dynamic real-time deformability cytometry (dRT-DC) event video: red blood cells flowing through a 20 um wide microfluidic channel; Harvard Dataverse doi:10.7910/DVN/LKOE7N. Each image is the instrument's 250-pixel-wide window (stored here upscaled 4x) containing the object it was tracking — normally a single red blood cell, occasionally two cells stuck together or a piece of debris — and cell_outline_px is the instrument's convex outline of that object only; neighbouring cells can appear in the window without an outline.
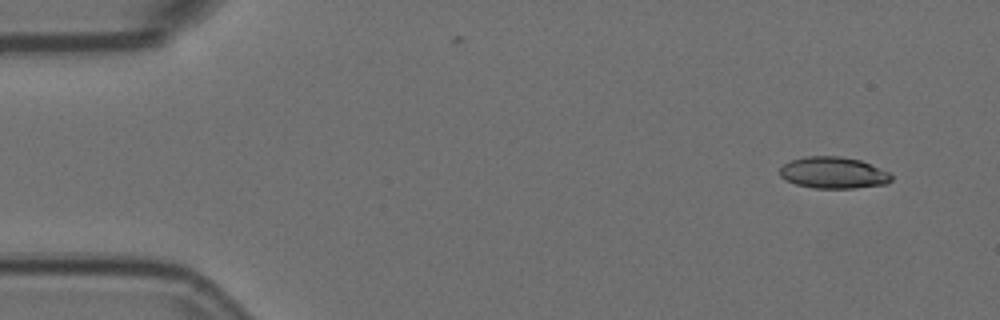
{"species": "Egyptian fruit bat (a non-hibernating species)", "species_latin": "Rousettus aegyptiacus", "temperature_condition": "room temperature", "stored_images_in_passage": 7, "camera_frame_rate_fps": 3000, "um_per_image_px": 0.085, "animal": {"sex": "female"}, "frame": {"image": 1, "passage_image": 1, "time_ms": 0.0, "image_size_px": [1000, 320], "cell_outline_px": [[892, 180], [888, 184], [856, 188], [812, 188], [796, 184], [780, 176], [780, 168], [784, 164], [792, 160], [804, 156], [840, 156], [860, 160], [888, 172], [892, 176]], "centroid_in_image_um": [70.85, 14.69], "position_along_channel_um": 14.2, "area_um2": 20.46}}
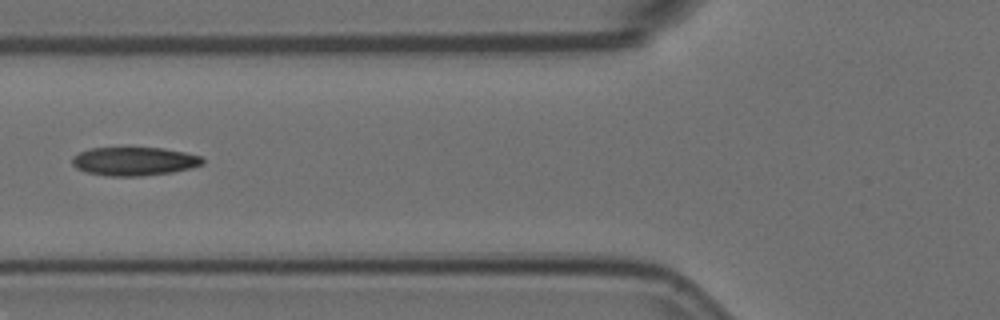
{"frame": {"image": 2, "passage_image": 4, "time_ms": 1.0, "image_size_px": [1000, 320], "cell_outline_px": [[204, 164], [192, 168], [172, 172], [144, 176], [108, 176], [84, 172], [76, 168], [72, 164], [72, 156], [88, 148], [164, 148], [184, 152], [200, 156], [204, 160]], "centroid_in_image_um": [11.39, 13.72], "position_along_channel_um": 114.4, "area_um2": 21.85}}
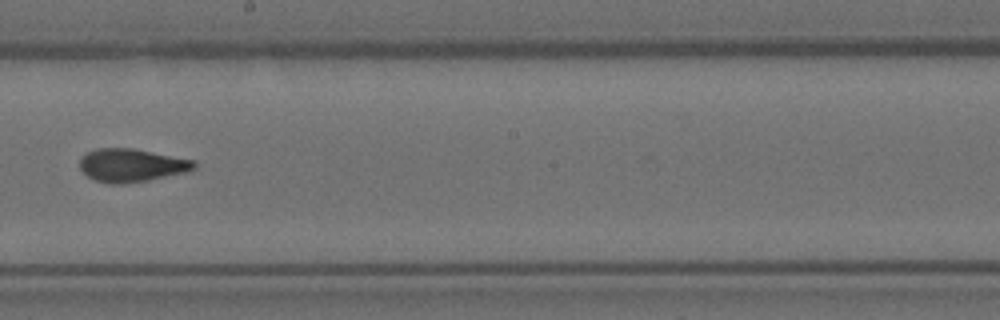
{"frame": {"image": 3, "passage_image": 7, "time_ms": 2.0, "image_size_px": [1000, 320], "cell_outline_px": [[196, 168], [192, 172], [148, 180], [120, 184], [108, 184], [96, 180], [88, 176], [80, 168], [80, 156], [88, 152], [100, 148], [132, 148], [196, 160]], "centroid_in_image_um": [11.24, 14.05], "position_along_channel_um": 237.0, "area_um2": 22.31}}